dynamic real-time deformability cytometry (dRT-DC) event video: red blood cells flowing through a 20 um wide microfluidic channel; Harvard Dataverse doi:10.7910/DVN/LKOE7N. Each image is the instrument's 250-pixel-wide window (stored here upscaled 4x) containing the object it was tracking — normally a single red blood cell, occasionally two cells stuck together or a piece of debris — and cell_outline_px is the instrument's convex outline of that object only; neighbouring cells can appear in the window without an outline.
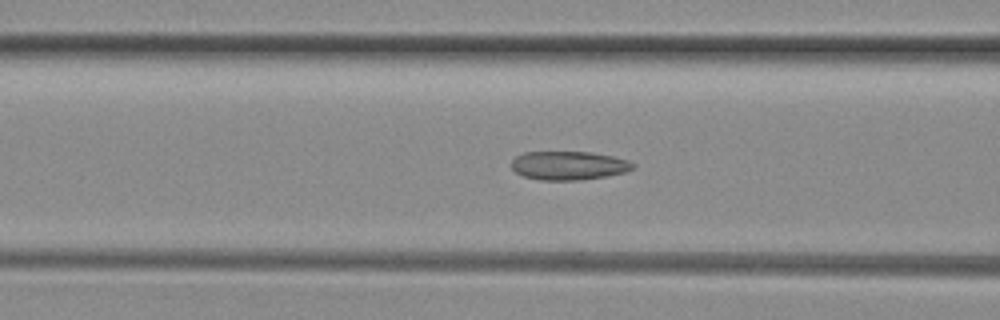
{"species": "common noctule bat (a hibernating species)", "species_latin": "Nyctalus noctula", "temperature_condition": "room temperature", "stored_images_in_passage": 10, "segment_of_instrument_passage": [2, 2], "camera_frame_rate_fps": 3000, "um_per_image_px": 0.085, "animal": {"sex": "female", "body_mass_g": 29.2, "forearm_length_mm": 56.3}, "frame": {"image": 1, "passage_image": 10, "time_ms": 3.0, "image_size_px": [1000, 320], "cell_outline_px": [[636, 168], [624, 172], [604, 176], [580, 180], [540, 180], [524, 176], [516, 172], [512, 168], [512, 160], [516, 156], [524, 152], [592, 152], [612, 156], [628, 160], [636, 164]], "centroid_in_image_um": [48.35, 14.06], "position_along_channel_um": 118.2, "area_um2": 20.29}}